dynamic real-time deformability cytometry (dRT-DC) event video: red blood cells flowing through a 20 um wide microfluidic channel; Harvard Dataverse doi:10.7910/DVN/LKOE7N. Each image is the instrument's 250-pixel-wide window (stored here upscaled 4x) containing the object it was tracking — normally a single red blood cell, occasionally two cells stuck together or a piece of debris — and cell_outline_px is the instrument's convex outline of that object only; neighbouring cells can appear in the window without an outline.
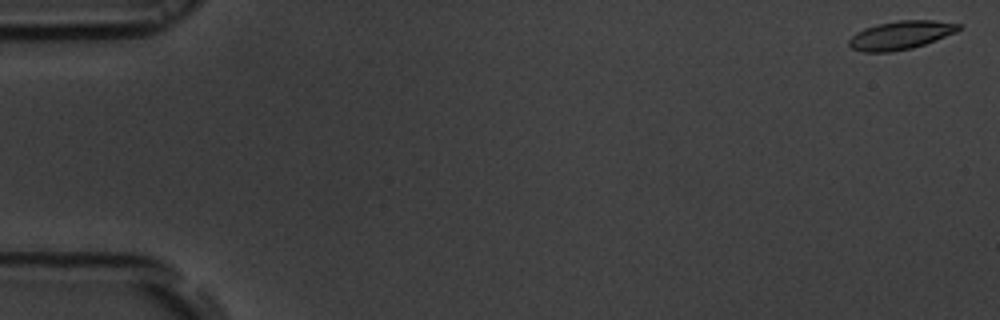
{"species": "common noctule bat (a hibernating species)", "species_latin": "Nyctalus noctula", "temperature_condition": "room temperature", "stored_images_in_passage": 55, "camera_frame_rate_fps": 3000, "um_per_image_px": 0.085, "animal": {"sex": "male", "body_mass_g": 19.5, "forearm_length_mm": 54.6}, "frame": {"image": 1, "passage_image": 1, "time_ms": 0.0, "image_size_px": [1000, 320], "cell_outline_px": [[960, 28], [956, 32], [936, 40], [912, 48], [892, 52], [864, 52], [852, 48], [848, 44], [848, 40], [856, 32], [864, 28], [876, 24], [900, 20], [936, 20], [960, 24]], "centroid_in_image_um": [76.54, 2.99], "position_along_channel_um": 8.5, "area_um2": 18.21}}
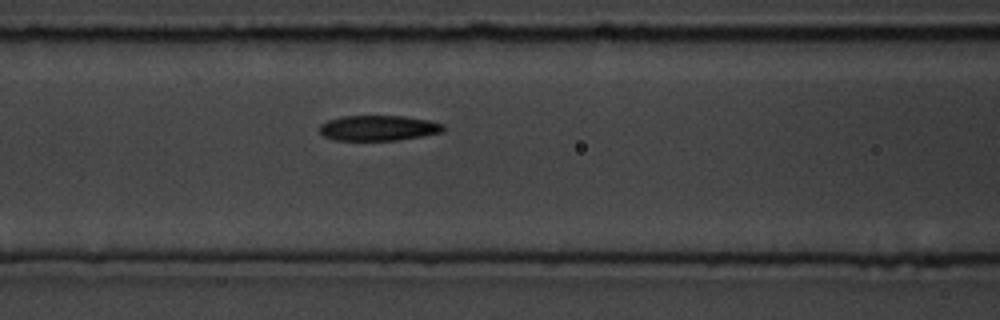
{"frame": {"image": 2, "passage_image": 23, "time_ms": 7.333, "image_size_px": [1000, 320], "cell_outline_px": [[444, 128], [440, 132], [420, 136], [396, 140], [332, 140], [324, 136], [320, 132], [320, 124], [328, 120], [340, 116], [404, 116], [428, 120], [444, 124]], "centroid_in_image_um": [32.11, 10.87], "position_along_channel_um": 134.5, "area_um2": 18.15}}
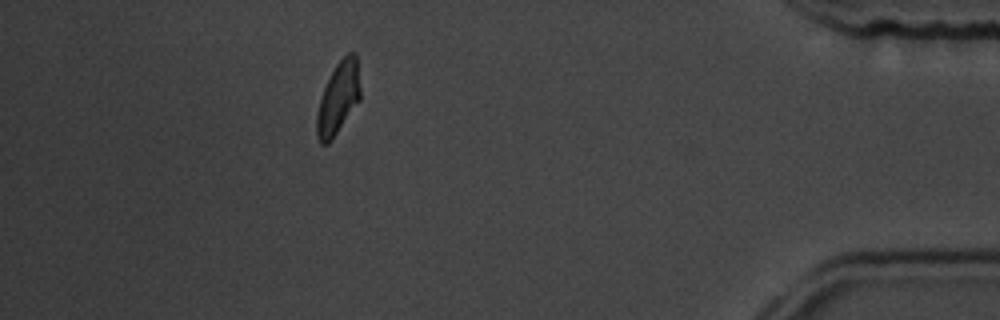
{"frame": {"image": 3, "passage_image": 49, "time_ms": 16.0, "image_size_px": [1000, 320], "cell_outline_px": [[360, 100], [332, 140], [328, 144], [320, 144], [316, 136], [316, 116], [320, 100], [324, 88], [336, 64], [348, 52], [356, 52], [360, 88]], "centroid_in_image_um": [28.75, 8.37], "position_along_channel_um": 406.5, "area_um2": 18.26}, "authors_computed_cell_mechanics": {"area_um2": 18.7272, "velocity_mm_per_s": 3.7169, "shape_relaxation_time_tau1_ms": 3.8253, "shape_relaxation_time_tau2_ms": 5.3888, "deformation_change_tau1": 0.1324, "deformation_change_tau2": 0.1241}}